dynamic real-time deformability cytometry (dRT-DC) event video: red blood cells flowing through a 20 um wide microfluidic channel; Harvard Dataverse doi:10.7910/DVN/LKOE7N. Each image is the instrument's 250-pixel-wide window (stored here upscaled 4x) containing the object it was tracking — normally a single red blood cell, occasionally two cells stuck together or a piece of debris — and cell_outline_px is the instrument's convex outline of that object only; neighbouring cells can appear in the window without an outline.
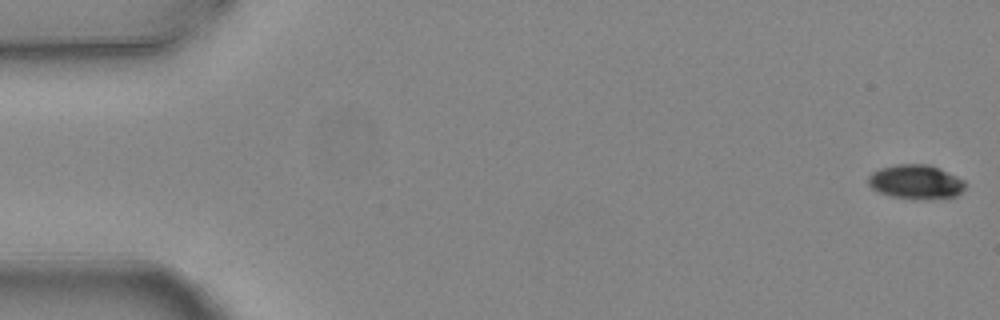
{"species": "common noctule bat (a hibernating species)", "species_latin": "Nyctalus noctula", "temperature_condition": "warm", "stored_images_in_passage": 6, "camera_frame_rate_fps": 3000, "um_per_image_px": 0.085, "animal": {"sex": "female", "body_mass_g": 24.6, "forearm_length_mm": 56.2}, "frame": {"image": 1, "passage_image": 1, "time_ms": 0.0, "image_size_px": [1000, 320], "cell_outline_px": [[968, 184], [956, 196], [932, 200], [916, 200], [892, 196], [880, 192], [872, 188], [868, 184], [868, 176], [872, 172], [880, 168], [896, 164], [928, 164], [940, 168], [964, 180]], "centroid_in_image_um": [77.87, 15.47], "position_along_channel_um": 7.1, "area_um2": 19.65}}
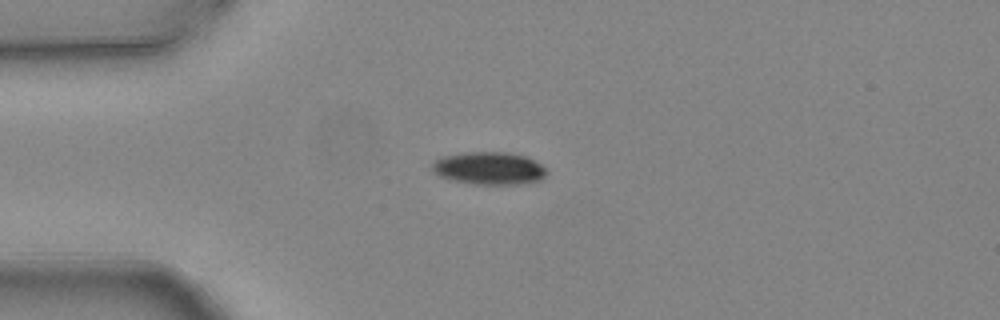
{"frame": {"image": 2, "passage_image": 4, "time_ms": 1.0, "image_size_px": [1000, 320], "cell_outline_px": [[548, 172], [540, 180], [528, 184], [476, 184], [452, 180], [440, 176], [432, 172], [432, 164], [440, 156], [464, 152], [508, 152], [524, 156], [540, 164]], "centroid_in_image_um": [41.55, 14.3], "position_along_channel_um": 43.4, "area_um2": 21.85}}
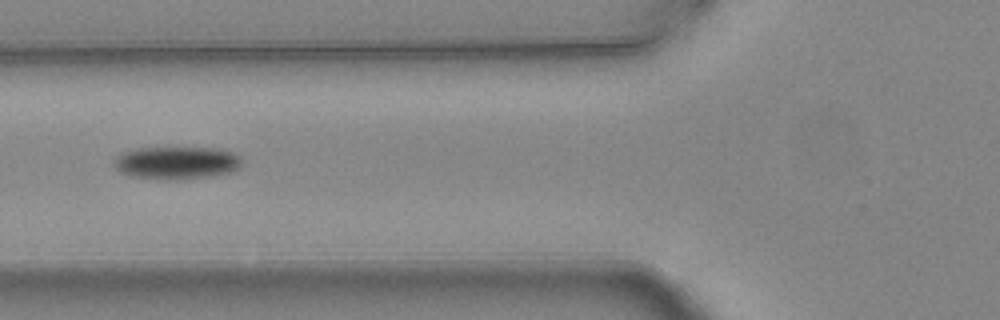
{"frame": {"image": 3, "passage_image": 6, "time_ms": 1.667, "image_size_px": [1000, 320], "cell_outline_px": [[240, 168], [232, 172], [216, 176], [172, 180], [164, 180], [132, 176], [120, 172], [116, 168], [116, 156], [124, 152], [136, 148], [216, 148], [232, 152], [240, 156]], "centroid_in_image_um": [15.05, 13.85], "position_along_channel_um": 110.7, "area_um2": 24.39}}